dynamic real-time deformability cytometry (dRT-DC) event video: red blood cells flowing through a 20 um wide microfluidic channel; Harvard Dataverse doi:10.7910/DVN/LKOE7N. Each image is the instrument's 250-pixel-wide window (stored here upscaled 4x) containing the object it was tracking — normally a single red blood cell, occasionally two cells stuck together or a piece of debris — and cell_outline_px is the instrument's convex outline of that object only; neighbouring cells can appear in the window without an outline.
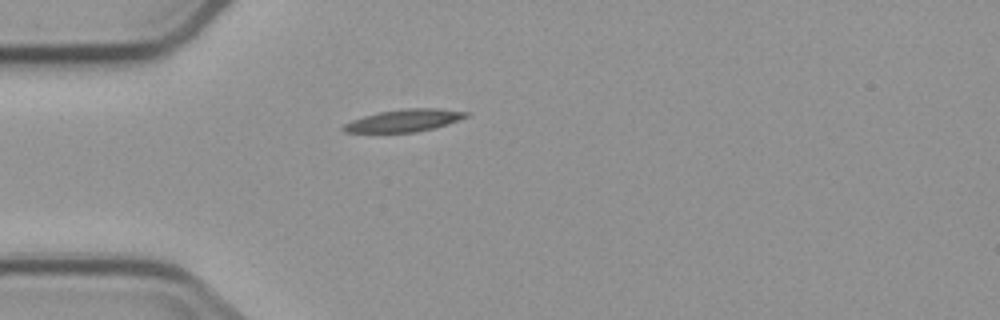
{"species": "common noctule bat (a hibernating species)", "species_latin": "Nyctalus noctula", "temperature_condition": "cold", "stored_images_in_passage": 2, "camera_frame_rate_fps": 3000, "um_per_image_px": 0.085, "animal": {"sex": "male", "body_mass_g": 23.1, "forearm_length_mm": 52.7}, "frame": {"image": 1, "passage_image": 1, "time_ms": 0.0, "image_size_px": [1000, 320], "cell_outline_px": [[468, 116], [448, 124], [436, 128], [416, 132], [344, 132], [340, 128], [344, 124], [352, 120], [364, 116], [380, 112], [404, 108], [440, 108], [468, 112]], "centroid_in_image_um": [34.37, 10.24], "position_along_channel_um": 50.6, "area_um2": 15.95}}